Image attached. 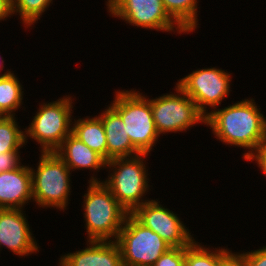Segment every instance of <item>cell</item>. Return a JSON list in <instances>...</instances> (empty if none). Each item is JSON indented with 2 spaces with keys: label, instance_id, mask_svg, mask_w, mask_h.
<instances>
[{
  "label": "cell",
  "instance_id": "9",
  "mask_svg": "<svg viewBox=\"0 0 266 266\" xmlns=\"http://www.w3.org/2000/svg\"><path fill=\"white\" fill-rule=\"evenodd\" d=\"M231 77L229 73L217 68H204L185 76L177 85L197 105L206 117V105L217 109L222 100L229 95Z\"/></svg>",
  "mask_w": 266,
  "mask_h": 266
},
{
  "label": "cell",
  "instance_id": "10",
  "mask_svg": "<svg viewBox=\"0 0 266 266\" xmlns=\"http://www.w3.org/2000/svg\"><path fill=\"white\" fill-rule=\"evenodd\" d=\"M109 12L133 26L185 32L165 11L162 0H107ZM176 25V26H175Z\"/></svg>",
  "mask_w": 266,
  "mask_h": 266
},
{
  "label": "cell",
  "instance_id": "15",
  "mask_svg": "<svg viewBox=\"0 0 266 266\" xmlns=\"http://www.w3.org/2000/svg\"><path fill=\"white\" fill-rule=\"evenodd\" d=\"M105 110L99 117L107 141V162L114 158H130L141 154L131 143L121 116L111 106Z\"/></svg>",
  "mask_w": 266,
  "mask_h": 266
},
{
  "label": "cell",
  "instance_id": "13",
  "mask_svg": "<svg viewBox=\"0 0 266 266\" xmlns=\"http://www.w3.org/2000/svg\"><path fill=\"white\" fill-rule=\"evenodd\" d=\"M31 199L32 175L28 166L0 173V209H23Z\"/></svg>",
  "mask_w": 266,
  "mask_h": 266
},
{
  "label": "cell",
  "instance_id": "28",
  "mask_svg": "<svg viewBox=\"0 0 266 266\" xmlns=\"http://www.w3.org/2000/svg\"><path fill=\"white\" fill-rule=\"evenodd\" d=\"M12 15V0H0V20Z\"/></svg>",
  "mask_w": 266,
  "mask_h": 266
},
{
  "label": "cell",
  "instance_id": "23",
  "mask_svg": "<svg viewBox=\"0 0 266 266\" xmlns=\"http://www.w3.org/2000/svg\"><path fill=\"white\" fill-rule=\"evenodd\" d=\"M185 247H171L153 264V266H184Z\"/></svg>",
  "mask_w": 266,
  "mask_h": 266
},
{
  "label": "cell",
  "instance_id": "14",
  "mask_svg": "<svg viewBox=\"0 0 266 266\" xmlns=\"http://www.w3.org/2000/svg\"><path fill=\"white\" fill-rule=\"evenodd\" d=\"M90 246L60 258L59 266H123L121 251L113 241H87Z\"/></svg>",
  "mask_w": 266,
  "mask_h": 266
},
{
  "label": "cell",
  "instance_id": "8",
  "mask_svg": "<svg viewBox=\"0 0 266 266\" xmlns=\"http://www.w3.org/2000/svg\"><path fill=\"white\" fill-rule=\"evenodd\" d=\"M175 88L178 95L169 93L150 99L153 120L159 135L186 131L198 122L205 123V116L198 110L196 103L178 85Z\"/></svg>",
  "mask_w": 266,
  "mask_h": 266
},
{
  "label": "cell",
  "instance_id": "26",
  "mask_svg": "<svg viewBox=\"0 0 266 266\" xmlns=\"http://www.w3.org/2000/svg\"><path fill=\"white\" fill-rule=\"evenodd\" d=\"M245 254L248 266H266V246Z\"/></svg>",
  "mask_w": 266,
  "mask_h": 266
},
{
  "label": "cell",
  "instance_id": "22",
  "mask_svg": "<svg viewBox=\"0 0 266 266\" xmlns=\"http://www.w3.org/2000/svg\"><path fill=\"white\" fill-rule=\"evenodd\" d=\"M209 248L199 245L193 241L185 247L184 266H219V250L208 251Z\"/></svg>",
  "mask_w": 266,
  "mask_h": 266
},
{
  "label": "cell",
  "instance_id": "25",
  "mask_svg": "<svg viewBox=\"0 0 266 266\" xmlns=\"http://www.w3.org/2000/svg\"><path fill=\"white\" fill-rule=\"evenodd\" d=\"M19 152L0 153V173L17 169L21 166Z\"/></svg>",
  "mask_w": 266,
  "mask_h": 266
},
{
  "label": "cell",
  "instance_id": "18",
  "mask_svg": "<svg viewBox=\"0 0 266 266\" xmlns=\"http://www.w3.org/2000/svg\"><path fill=\"white\" fill-rule=\"evenodd\" d=\"M165 11L185 31L197 27V0H162Z\"/></svg>",
  "mask_w": 266,
  "mask_h": 266
},
{
  "label": "cell",
  "instance_id": "1",
  "mask_svg": "<svg viewBox=\"0 0 266 266\" xmlns=\"http://www.w3.org/2000/svg\"><path fill=\"white\" fill-rule=\"evenodd\" d=\"M206 124L221 142L249 149L243 154L245 160L266 140V117L253 99L214 109L205 117Z\"/></svg>",
  "mask_w": 266,
  "mask_h": 266
},
{
  "label": "cell",
  "instance_id": "4",
  "mask_svg": "<svg viewBox=\"0 0 266 266\" xmlns=\"http://www.w3.org/2000/svg\"><path fill=\"white\" fill-rule=\"evenodd\" d=\"M37 170L30 167L33 200L40 207H56L60 210L68 205L70 193V169L56 152H41Z\"/></svg>",
  "mask_w": 266,
  "mask_h": 266
},
{
  "label": "cell",
  "instance_id": "2",
  "mask_svg": "<svg viewBox=\"0 0 266 266\" xmlns=\"http://www.w3.org/2000/svg\"><path fill=\"white\" fill-rule=\"evenodd\" d=\"M89 183L83 205L88 241H111L113 237L117 239L129 213L118 203L103 181L92 177Z\"/></svg>",
  "mask_w": 266,
  "mask_h": 266
},
{
  "label": "cell",
  "instance_id": "27",
  "mask_svg": "<svg viewBox=\"0 0 266 266\" xmlns=\"http://www.w3.org/2000/svg\"><path fill=\"white\" fill-rule=\"evenodd\" d=\"M256 153V154H255ZM255 160L260 166L259 168L266 174V140L258 147L254 154H252L248 159Z\"/></svg>",
  "mask_w": 266,
  "mask_h": 266
},
{
  "label": "cell",
  "instance_id": "19",
  "mask_svg": "<svg viewBox=\"0 0 266 266\" xmlns=\"http://www.w3.org/2000/svg\"><path fill=\"white\" fill-rule=\"evenodd\" d=\"M22 99L23 91L17 77L13 73L0 77V116H14Z\"/></svg>",
  "mask_w": 266,
  "mask_h": 266
},
{
  "label": "cell",
  "instance_id": "3",
  "mask_svg": "<svg viewBox=\"0 0 266 266\" xmlns=\"http://www.w3.org/2000/svg\"><path fill=\"white\" fill-rule=\"evenodd\" d=\"M145 97L136 91H118L110 105L121 116L131 143L141 154H148L159 137L150 100Z\"/></svg>",
  "mask_w": 266,
  "mask_h": 266
},
{
  "label": "cell",
  "instance_id": "7",
  "mask_svg": "<svg viewBox=\"0 0 266 266\" xmlns=\"http://www.w3.org/2000/svg\"><path fill=\"white\" fill-rule=\"evenodd\" d=\"M72 108L69 96L44 103L33 117L31 125L25 129V138L29 136L36 140L42 146L41 152H55L72 132Z\"/></svg>",
  "mask_w": 266,
  "mask_h": 266
},
{
  "label": "cell",
  "instance_id": "12",
  "mask_svg": "<svg viewBox=\"0 0 266 266\" xmlns=\"http://www.w3.org/2000/svg\"><path fill=\"white\" fill-rule=\"evenodd\" d=\"M21 209H0V248L6 246L19 256L38 251Z\"/></svg>",
  "mask_w": 266,
  "mask_h": 266
},
{
  "label": "cell",
  "instance_id": "11",
  "mask_svg": "<svg viewBox=\"0 0 266 266\" xmlns=\"http://www.w3.org/2000/svg\"><path fill=\"white\" fill-rule=\"evenodd\" d=\"M155 200L145 202L131 214L172 247H188L195 239L176 214Z\"/></svg>",
  "mask_w": 266,
  "mask_h": 266
},
{
  "label": "cell",
  "instance_id": "20",
  "mask_svg": "<svg viewBox=\"0 0 266 266\" xmlns=\"http://www.w3.org/2000/svg\"><path fill=\"white\" fill-rule=\"evenodd\" d=\"M14 116H0V153L18 152L27 143ZM26 142V143H25Z\"/></svg>",
  "mask_w": 266,
  "mask_h": 266
},
{
  "label": "cell",
  "instance_id": "21",
  "mask_svg": "<svg viewBox=\"0 0 266 266\" xmlns=\"http://www.w3.org/2000/svg\"><path fill=\"white\" fill-rule=\"evenodd\" d=\"M52 0H12V14L19 13L27 26L35 23L45 12Z\"/></svg>",
  "mask_w": 266,
  "mask_h": 266
},
{
  "label": "cell",
  "instance_id": "5",
  "mask_svg": "<svg viewBox=\"0 0 266 266\" xmlns=\"http://www.w3.org/2000/svg\"><path fill=\"white\" fill-rule=\"evenodd\" d=\"M147 155L139 154L130 159L128 157L114 158L106 162V167L115 169L110 177L108 176V180L106 179L103 183L128 213H132L137 207L150 201L141 199L149 188L146 166L144 159L141 158Z\"/></svg>",
  "mask_w": 266,
  "mask_h": 266
},
{
  "label": "cell",
  "instance_id": "24",
  "mask_svg": "<svg viewBox=\"0 0 266 266\" xmlns=\"http://www.w3.org/2000/svg\"><path fill=\"white\" fill-rule=\"evenodd\" d=\"M219 266H248L246 254H234L226 249H219Z\"/></svg>",
  "mask_w": 266,
  "mask_h": 266
},
{
  "label": "cell",
  "instance_id": "6",
  "mask_svg": "<svg viewBox=\"0 0 266 266\" xmlns=\"http://www.w3.org/2000/svg\"><path fill=\"white\" fill-rule=\"evenodd\" d=\"M115 241L121 251L123 266H153L172 247L131 213Z\"/></svg>",
  "mask_w": 266,
  "mask_h": 266
},
{
  "label": "cell",
  "instance_id": "17",
  "mask_svg": "<svg viewBox=\"0 0 266 266\" xmlns=\"http://www.w3.org/2000/svg\"><path fill=\"white\" fill-rule=\"evenodd\" d=\"M89 118L74 122L72 133L107 162V141L102 120L99 116Z\"/></svg>",
  "mask_w": 266,
  "mask_h": 266
},
{
  "label": "cell",
  "instance_id": "29",
  "mask_svg": "<svg viewBox=\"0 0 266 266\" xmlns=\"http://www.w3.org/2000/svg\"><path fill=\"white\" fill-rule=\"evenodd\" d=\"M3 62H4V61L2 60V62H0V64L3 65V64H2ZM1 65H0V70L3 69V68H2L3 66H1ZM10 73H11V71L8 70V71L5 72L4 74H1L0 77L7 76V75H9Z\"/></svg>",
  "mask_w": 266,
  "mask_h": 266
},
{
  "label": "cell",
  "instance_id": "16",
  "mask_svg": "<svg viewBox=\"0 0 266 266\" xmlns=\"http://www.w3.org/2000/svg\"><path fill=\"white\" fill-rule=\"evenodd\" d=\"M55 152L70 170L84 168L99 170L106 167V161L72 132Z\"/></svg>",
  "mask_w": 266,
  "mask_h": 266
}]
</instances>
